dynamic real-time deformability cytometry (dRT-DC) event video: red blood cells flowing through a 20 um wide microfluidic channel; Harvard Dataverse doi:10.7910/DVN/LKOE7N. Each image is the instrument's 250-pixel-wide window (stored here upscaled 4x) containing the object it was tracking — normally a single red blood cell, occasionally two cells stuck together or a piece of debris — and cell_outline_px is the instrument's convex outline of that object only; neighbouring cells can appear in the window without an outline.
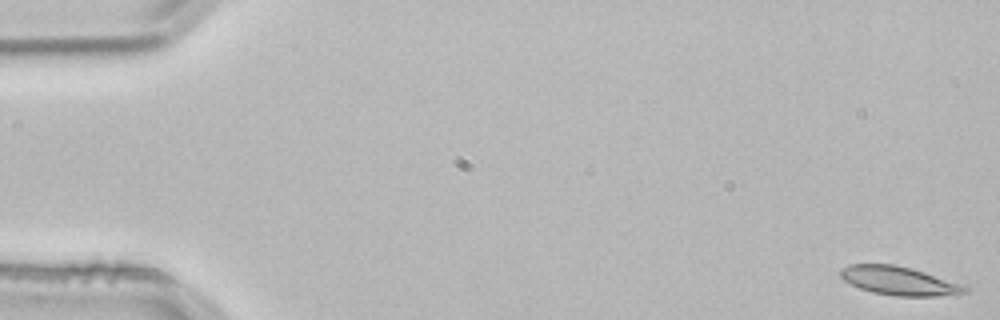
{"species": "common noctule bat (a hibernating species)", "species_latin": "Nyctalus noctula", "temperature_condition": "room temperature", "stored_images_in_passage": 4, "camera_frame_rate_fps": 3000, "um_per_image_px": 0.085, "animal": {"sex": "male", "body_mass_g": 21.5, "forearm_length_mm": 52.0}, "frame": {"image": 1, "passage_image": 1, "time_ms": 0.0, "image_size_px": [1000, 320], "cell_outline_px": [[968, 292], [936, 296], [896, 296], [872, 292], [860, 288], [844, 280], [840, 276], [840, 268], [852, 264], [896, 264], [912, 268], [924, 272], [968, 288]], "centroid_in_image_um": [76.34, 23.86], "position_along_channel_um": 8.7, "area_um2": 20.35}}
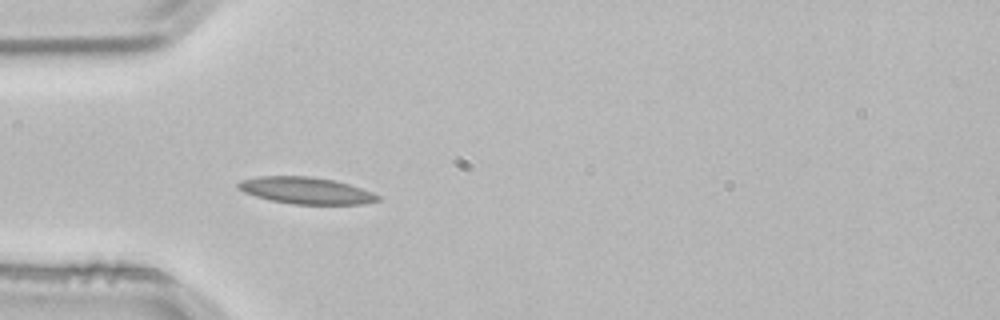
{"frame": {"image": 2, "passage_image": 4, "time_ms": 1.0, "image_size_px": [1000, 320], "cell_outline_px": [[380, 200], [364, 204], [292, 204], [272, 200], [256, 196], [244, 192], [236, 188], [236, 184], [240, 180], [260, 176], [308, 176], [336, 180], [372, 192], [380, 196]], "centroid_in_image_um": [25.99, 16.19], "position_along_channel_um": 59.0, "area_um2": 21.73}}